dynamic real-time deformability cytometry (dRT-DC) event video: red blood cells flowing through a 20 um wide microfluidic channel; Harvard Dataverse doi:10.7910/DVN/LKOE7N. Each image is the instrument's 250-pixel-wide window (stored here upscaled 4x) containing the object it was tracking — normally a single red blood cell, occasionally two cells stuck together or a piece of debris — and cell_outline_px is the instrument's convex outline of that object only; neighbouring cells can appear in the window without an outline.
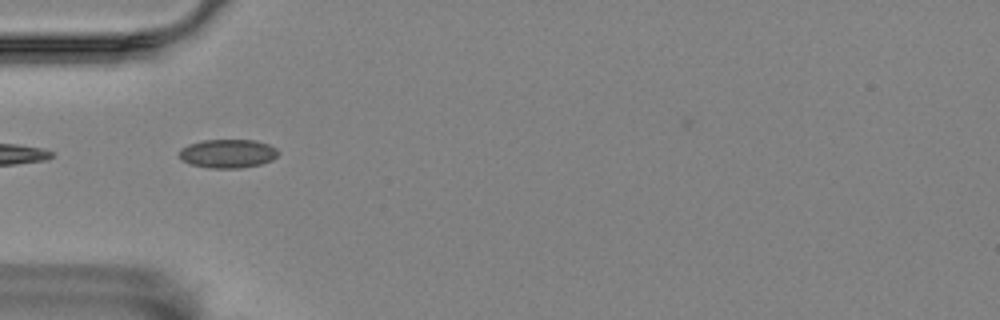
{"species": "Egyptian fruit bat (a non-hibernating species)", "species_latin": "Rousettus aegyptiacus", "temperature_condition": "room temperature", "stored_images_in_passage": 11, "camera_frame_rate_fps": 3000, "um_per_image_px": 0.085, "animal": {"sex": "female"}, "frame": {"image": 1, "passage_image": 1, "time_ms": 0.0, "image_size_px": [1000, 320], "cell_outline_px": [[280, 152], [272, 160], [260, 164], [240, 168], [208, 168], [192, 164], [180, 160], [180, 148], [188, 144], [204, 140], [256, 140], [268, 144], [276, 148]], "centroid_in_image_um": [19.36, 13.05], "position_along_channel_um": 65.6, "area_um2": 16.59}}
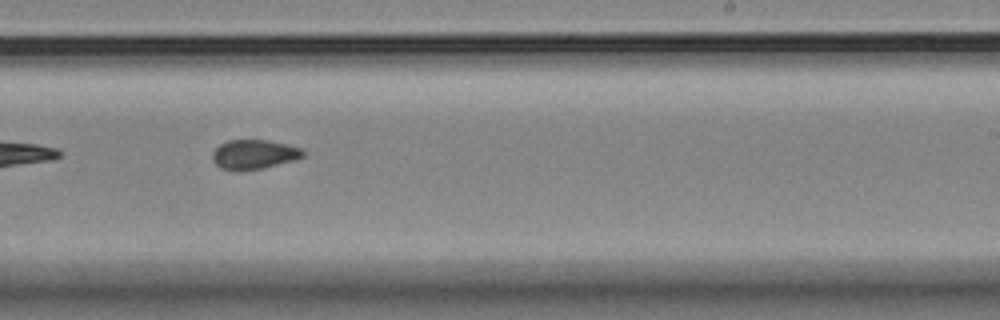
{"frame": {"image": 2, "passage_image": 6, "time_ms": 1.667, "image_size_px": [1000, 320], "cell_outline_px": [[304, 156], [296, 160], [264, 168], [240, 172], [220, 168], [212, 160], [212, 152], [220, 144], [228, 140], [268, 140], [288, 144], [304, 148]], "centroid_in_image_um": [21.61, 13.14], "position_along_channel_um": 267.4, "area_um2": 15.95}}
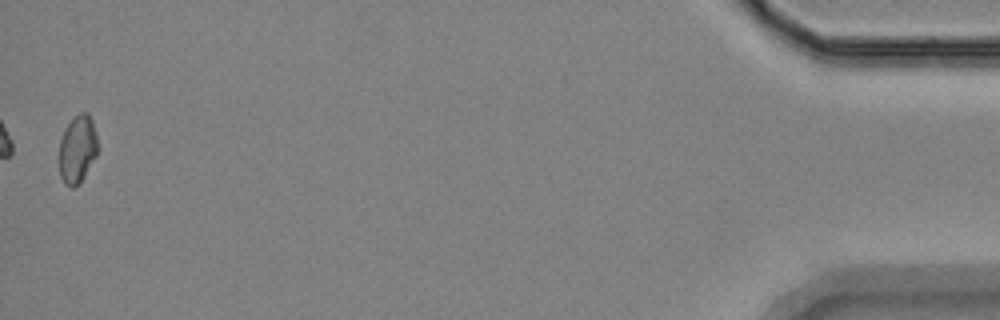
{"frame": {"image": 3, "passage_image": 11, "time_ms": 3.333, "image_size_px": [1000, 320], "cell_outline_px": [[96, 156], [80, 184], [72, 188], [64, 184], [60, 176], [60, 140], [64, 128], [80, 112], [88, 112], [92, 120], [96, 132]], "centroid_in_image_um": [6.58, 12.7], "position_along_channel_um": 428.6, "area_um2": 15.14}}